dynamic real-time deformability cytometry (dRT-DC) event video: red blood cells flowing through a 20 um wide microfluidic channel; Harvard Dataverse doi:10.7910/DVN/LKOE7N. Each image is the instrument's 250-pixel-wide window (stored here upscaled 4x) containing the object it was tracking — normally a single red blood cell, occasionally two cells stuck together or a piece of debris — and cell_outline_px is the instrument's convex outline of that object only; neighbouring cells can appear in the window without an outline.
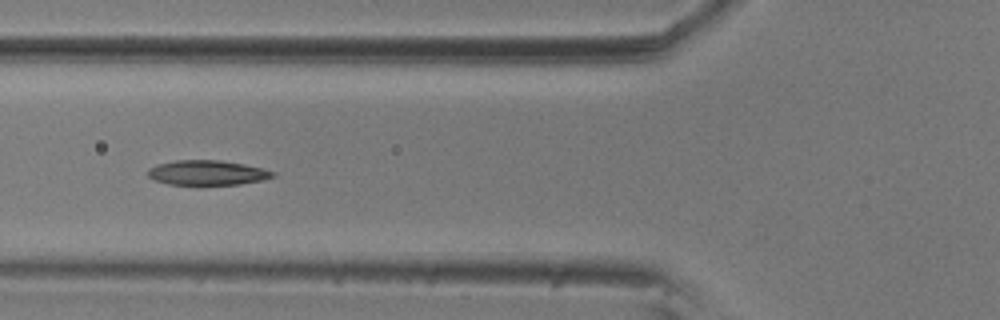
{"species": "common noctule bat (a hibernating species)", "species_latin": "Nyctalus noctula", "temperature_condition": "room temperature", "stored_images_in_passage": 15, "segment_of_instrument_passage": [1, 2], "camera_frame_rate_fps": 3000, "um_per_image_px": 0.085, "animal": {"sex": "male", "body_mass_g": 20.5, "forearm_length_mm": 52.5}, "frame": {"image": 1, "passage_image": 5, "time_ms": 1.333, "image_size_px": [1000, 320], "cell_outline_px": [[276, 176], [260, 180], [240, 184], [168, 184], [156, 180], [148, 176], [148, 168], [156, 164], [176, 160], [220, 160], [244, 164], [264, 168], [276, 172]], "centroid_in_image_um": [17.63, 14.66], "position_along_channel_um": 108.2, "area_um2": 17.98}}
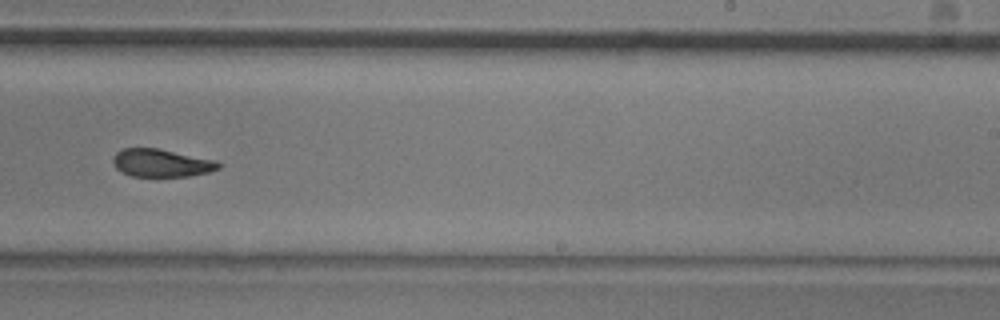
{"frame": {"image": 2, "passage_image": 9, "time_ms": 2.667, "image_size_px": [1000, 320], "cell_outline_px": [[220, 168], [208, 172], [188, 176], [132, 176], [120, 172], [116, 168], [112, 160], [112, 156], [116, 152], [124, 148], [156, 148], [216, 160], [220, 164]], "centroid_in_image_um": [13.68, 13.85], "position_along_channel_um": 275.3, "area_um2": 17.05}}
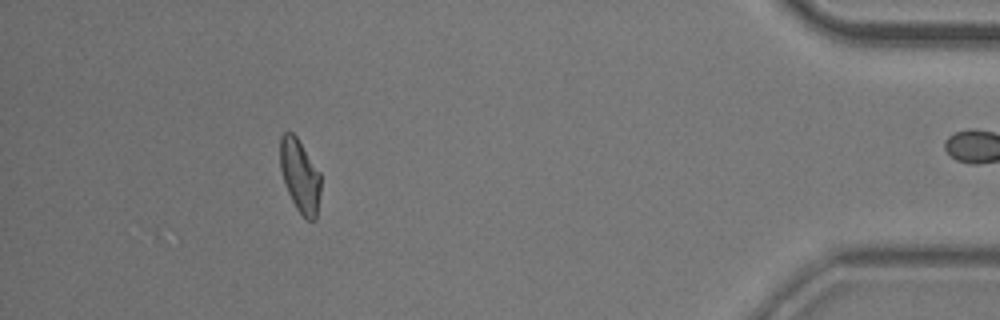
{"frame": {"image": 3, "passage_image": 13, "time_ms": 4.0, "image_size_px": [1000, 320], "cell_outline_px": [[320, 192], [316, 220], [308, 220], [296, 208], [288, 192], [280, 168], [280, 136], [284, 132], [292, 132], [296, 136], [320, 172]], "centroid_in_image_um": [25.49, 14.93], "position_along_channel_um": 409.7, "area_um2": 17.11}}